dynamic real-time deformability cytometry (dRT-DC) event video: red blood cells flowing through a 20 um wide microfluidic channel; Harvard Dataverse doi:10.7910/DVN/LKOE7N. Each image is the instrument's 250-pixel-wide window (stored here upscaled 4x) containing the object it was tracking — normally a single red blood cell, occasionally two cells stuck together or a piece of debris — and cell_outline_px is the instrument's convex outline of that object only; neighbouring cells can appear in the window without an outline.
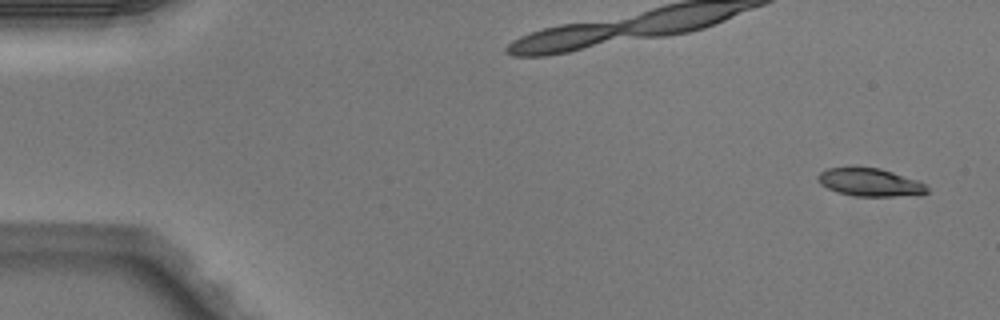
{"species": "Egyptian fruit bat (a non-hibernating species)", "species_latin": "Rousettus aegyptiacus", "temperature_condition": "warm", "stored_images_in_passage": 6, "camera_frame_rate_fps": 3000, "um_per_image_px": 0.085, "animal": {"sex": "male"}, "frame": {"image": 1, "passage_image": 1, "time_ms": 0.0, "image_size_px": [1000, 320], "cell_outline_px": [[928, 192], [920, 196], [856, 196], [836, 192], [820, 184], [816, 176], [820, 172], [828, 168], [880, 168], [916, 180], [924, 184], [928, 188]], "centroid_in_image_um": [73.96, 15.52], "position_along_channel_um": 11.0, "area_um2": 17.69}}
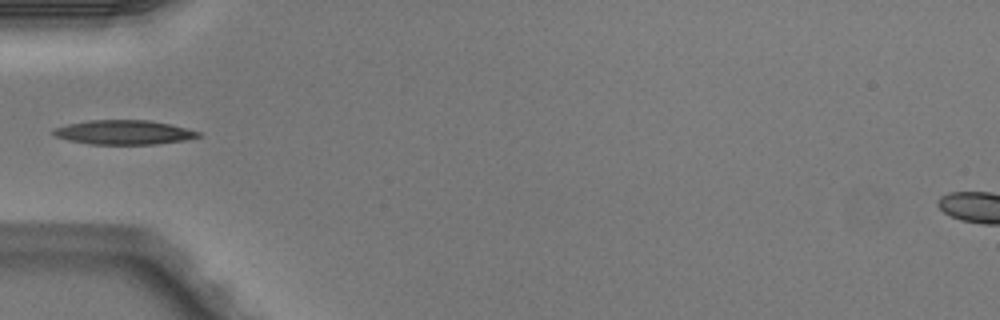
{"frame": {"image": 2, "passage_image": 5, "time_ms": 1.333, "image_size_px": [1000, 320], "cell_outline_px": [[200, 136], [184, 140], [156, 144], [88, 144], [68, 140], [56, 136], [52, 132], [56, 128], [68, 124], [88, 120], [152, 120], [200, 132]], "centroid_in_image_um": [10.51, 11.25], "position_along_channel_um": 74.5, "area_um2": 20.29}}
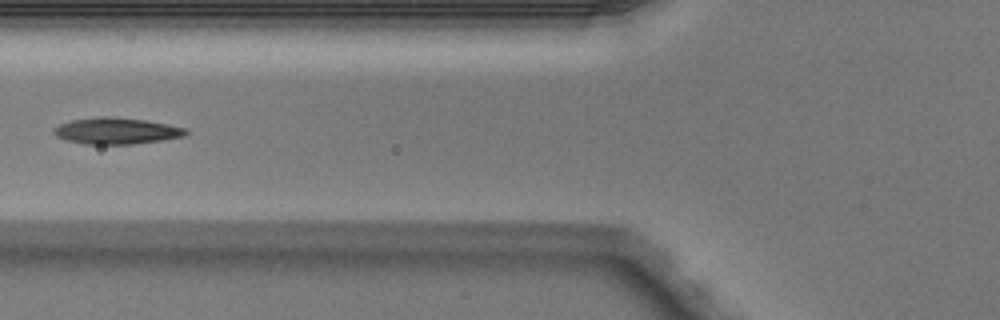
{"frame": {"image": 3, "passage_image": 6, "time_ms": 1.667, "image_size_px": [1000, 320], "cell_outline_px": [[188, 132], [184, 136], [160, 140], [132, 144], [84, 144], [68, 140], [56, 136], [52, 132], [52, 128], [60, 124], [72, 120], [100, 116], [112, 116], [144, 120], [168, 124], [188, 128]], "centroid_in_image_um": [9.89, 11.12], "position_along_channel_um": 115.9, "area_um2": 20.29}}